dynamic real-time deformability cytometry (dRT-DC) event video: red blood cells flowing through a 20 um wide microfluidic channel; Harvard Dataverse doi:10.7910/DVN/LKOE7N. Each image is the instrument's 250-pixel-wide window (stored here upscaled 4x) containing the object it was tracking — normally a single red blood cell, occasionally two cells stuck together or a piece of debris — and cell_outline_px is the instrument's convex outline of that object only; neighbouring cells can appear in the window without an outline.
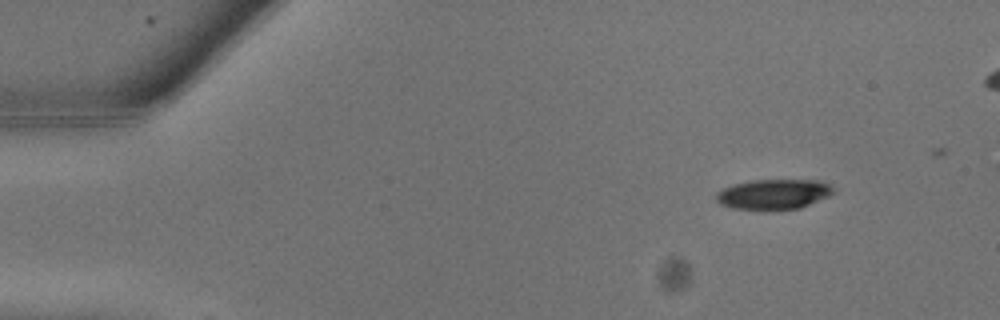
{"species": "common noctule bat (a hibernating species)", "species_latin": "Nyctalus noctula", "temperature_condition": "warm", "stored_images_in_passage": 9, "camera_frame_rate_fps": 3000, "um_per_image_px": 0.085, "animal": {"sex": "male", "body_mass_g": 13.3}, "frame": {"image": 1, "passage_image": 1, "time_ms": 0.0, "image_size_px": [1000, 320], "cell_outline_px": [[832, 192], [828, 196], [800, 208], [732, 208], [720, 204], [716, 200], [716, 192], [732, 184], [752, 180], [820, 180], [828, 184], [832, 188]], "centroid_in_image_um": [65.72, 16.48], "position_along_channel_um": 19.3, "area_um2": 20.0}}
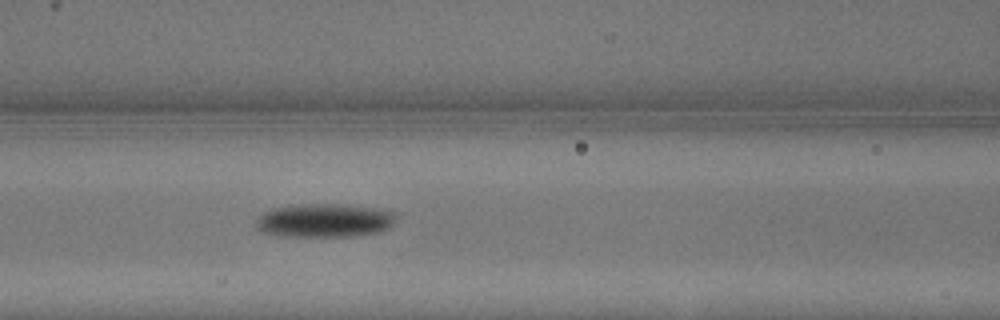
{"frame": {"image": 2, "passage_image": 9, "time_ms": 2.667, "image_size_px": [1000, 320], "cell_outline_px": [[396, 216], [392, 224], [388, 228], [380, 232], [348, 236], [280, 236], [260, 232], [256, 228], [256, 220], [264, 212], [272, 208], [300, 204], [348, 204], [376, 208], [396, 212]], "centroid_in_image_um": [27.57, 18.73], "position_along_channel_um": 139.0, "area_um2": 27.63}}